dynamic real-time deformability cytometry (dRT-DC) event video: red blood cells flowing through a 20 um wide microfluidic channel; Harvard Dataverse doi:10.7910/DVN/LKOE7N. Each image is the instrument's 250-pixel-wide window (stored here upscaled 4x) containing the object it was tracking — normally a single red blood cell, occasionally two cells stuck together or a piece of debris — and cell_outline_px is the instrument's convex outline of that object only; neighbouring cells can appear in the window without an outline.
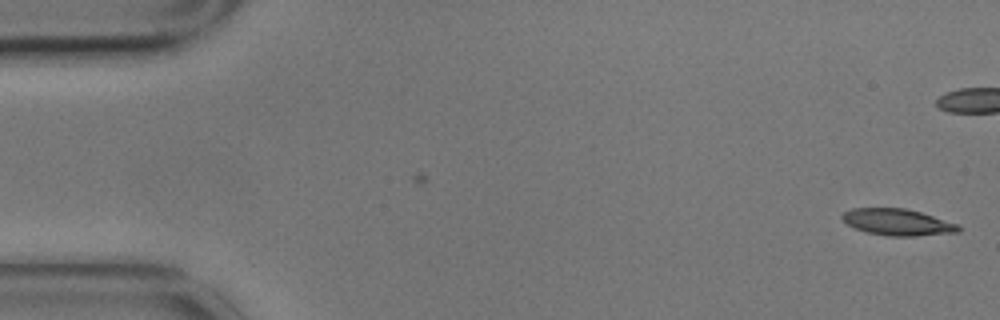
{"species": "common noctule bat (a hibernating species)", "species_latin": "Nyctalus noctula", "temperature_condition": "cold", "stored_images_in_passage": 3, "segment_of_instrument_passage": [2, 2], "camera_frame_rate_fps": 3000, "um_per_image_px": 0.085, "animal": {"sex": "male", "body_mass_g": 17.9}, "frame": {"image": 1, "passage_image": 3, "time_ms": 0.667, "image_size_px": [1000, 320], "cell_outline_px": [[960, 232], [916, 236], [888, 236], [868, 232], [856, 228], [848, 224], [840, 216], [844, 212], [852, 208], [904, 208], [920, 212], [956, 224], [960, 228]], "centroid_in_image_um": [76.27, 18.88], "position_along_channel_um": 8.7, "area_um2": 17.69}}